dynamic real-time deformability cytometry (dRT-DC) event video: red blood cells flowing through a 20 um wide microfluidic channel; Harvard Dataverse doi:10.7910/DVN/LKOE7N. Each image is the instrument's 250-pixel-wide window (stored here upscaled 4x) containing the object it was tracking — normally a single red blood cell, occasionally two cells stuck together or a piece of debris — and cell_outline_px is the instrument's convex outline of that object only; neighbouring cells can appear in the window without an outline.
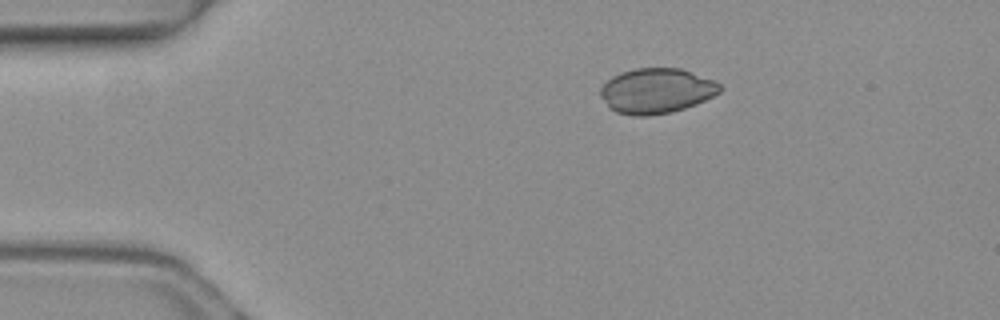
{"species": "common noctule bat (a hibernating species)", "species_latin": "Nyctalus noctula", "temperature_condition": "warm", "stored_images_in_passage": 2, "camera_frame_rate_fps": 3000, "um_per_image_px": 0.085, "animal": {"sex": "female", "body_mass_g": 19.3, "forearm_length_mm": 54.1}, "frame": {"image": 1, "passage_image": 1, "time_ms": 0.0, "image_size_px": [1000, 320], "cell_outline_px": [[720, 92], [696, 104], [672, 112], [648, 116], [632, 116], [616, 112], [608, 108], [600, 96], [600, 88], [612, 76], [620, 72], [636, 68], [680, 68], [712, 80], [720, 84]], "centroid_in_image_um": [55.74, 7.73], "position_along_channel_um": 29.3, "area_um2": 31.39}}